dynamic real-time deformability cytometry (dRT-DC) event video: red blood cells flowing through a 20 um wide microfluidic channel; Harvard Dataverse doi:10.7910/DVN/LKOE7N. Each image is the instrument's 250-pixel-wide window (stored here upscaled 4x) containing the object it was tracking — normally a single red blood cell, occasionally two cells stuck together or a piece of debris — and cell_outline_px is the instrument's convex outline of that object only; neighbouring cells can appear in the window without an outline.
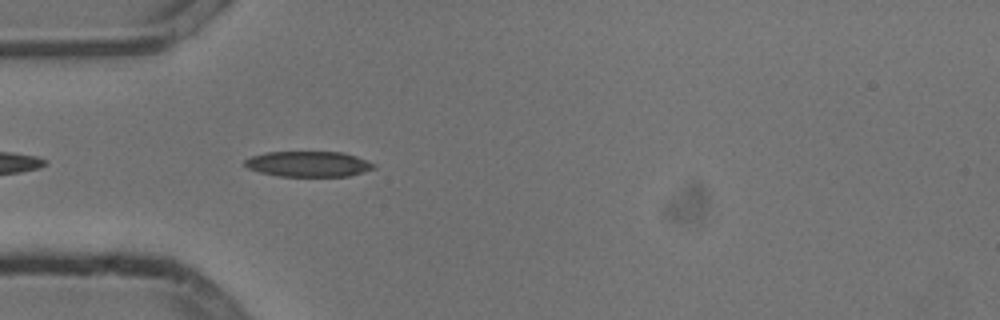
{"species": "common noctule bat (a hibernating species)", "species_latin": "Nyctalus noctula", "temperature_condition": "cold", "stored_images_in_passage": 35, "camera_frame_rate_fps": 3000, "um_per_image_px": 0.085, "animal": {"sex": "male", "body_mass_g": 13.3}, "frame": {"image": 1, "passage_image": 3, "time_ms": 0.667, "image_size_px": [1000, 320], "cell_outline_px": [[376, 168], [364, 172], [348, 176], [280, 176], [260, 172], [248, 168], [244, 164], [244, 160], [252, 156], [264, 152], [344, 152], [356, 156], [376, 164]], "centroid_in_image_um": [26.24, 13.93], "position_along_channel_um": 58.8, "area_um2": 19.19}}
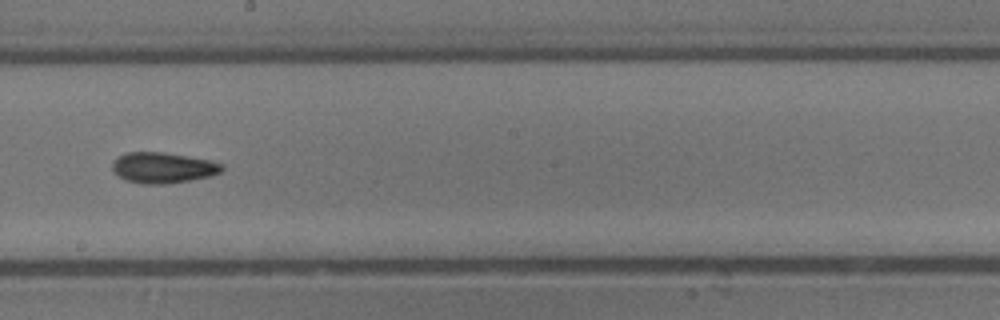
{"frame": {"image": 2, "passage_image": 17, "time_ms": 5.333, "image_size_px": [1000, 320], "cell_outline_px": [[224, 168], [220, 172], [212, 176], [164, 184], [144, 184], [124, 180], [112, 168], [112, 160], [128, 152], [160, 152], [188, 156], [212, 160], [224, 164]], "centroid_in_image_um": [13.88, 14.25], "position_along_channel_um": 234.3, "area_um2": 19.59}}
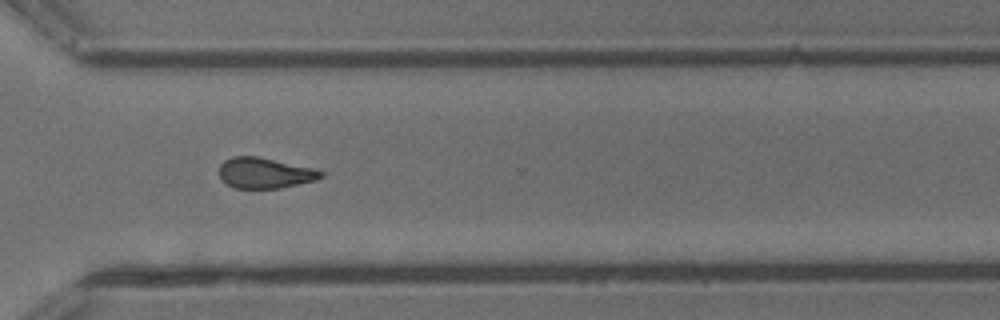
{"frame": {"image": 3, "passage_image": 26, "time_ms": 8.333, "image_size_px": [1000, 320], "cell_outline_px": [[324, 176], [316, 180], [280, 188], [236, 188], [228, 184], [220, 176], [220, 164], [224, 160], [232, 156], [256, 156], [316, 168], [324, 172]], "centroid_in_image_um": [22.55, 14.69], "position_along_channel_um": 348.0, "area_um2": 18.15}, "authors_computed_cell_mechanics": {"area_um2": 18.6116, "velocity_mm_per_s": 3.8034, "shape_relaxation_time_tau1_ms": 10.5913, "shape_relaxation_time_tau2_ms": 2.7373, "deformation_change_tau1": 0.2272, "deformation_change_tau2": 0.1059}}